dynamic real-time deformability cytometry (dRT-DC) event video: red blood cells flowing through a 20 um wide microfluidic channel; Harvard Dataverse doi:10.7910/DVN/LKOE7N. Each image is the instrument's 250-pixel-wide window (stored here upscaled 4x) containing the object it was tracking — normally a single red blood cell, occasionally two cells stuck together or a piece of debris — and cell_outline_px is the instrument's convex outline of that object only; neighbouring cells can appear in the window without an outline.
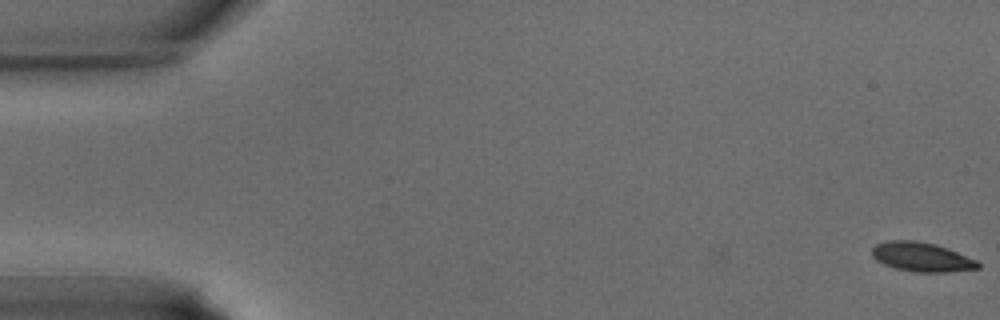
{"species": "common noctule bat (a hibernating species)", "species_latin": "Nyctalus noctula", "temperature_condition": "warm", "stored_images_in_passage": 3, "camera_frame_rate_fps": 3000, "um_per_image_px": 0.085, "animal": {"sex": "male", "body_mass_g": 15.6}, "frame": {"image": 1, "passage_image": 3, "time_ms": 0.667, "image_size_px": [1000, 320], "cell_outline_px": [[980, 268], [948, 272], [916, 272], [896, 268], [884, 264], [876, 260], [872, 256], [872, 248], [876, 244], [884, 240], [916, 240], [936, 244], [948, 248], [976, 260], [980, 264]], "centroid_in_image_um": [78.32, 21.83], "position_along_channel_um": 6.7, "area_um2": 18.15}}